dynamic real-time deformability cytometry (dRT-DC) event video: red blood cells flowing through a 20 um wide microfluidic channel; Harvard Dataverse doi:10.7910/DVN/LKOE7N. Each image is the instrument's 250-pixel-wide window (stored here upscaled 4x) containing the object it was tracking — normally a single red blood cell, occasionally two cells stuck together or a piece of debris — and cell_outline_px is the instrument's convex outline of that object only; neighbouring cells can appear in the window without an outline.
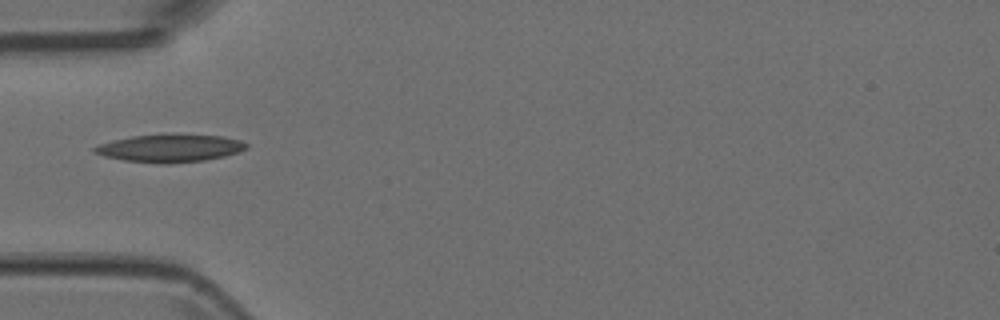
{"species": "Egyptian fruit bat (a non-hibernating species)", "species_latin": "Rousettus aegyptiacus", "temperature_condition": "room temperature", "stored_images_in_passage": 2, "camera_frame_rate_fps": 3000, "um_per_image_px": 0.085, "animal": {"sex": "female"}, "frame": {"image": 1, "passage_image": 2, "time_ms": 0.333, "image_size_px": [1000, 320], "cell_outline_px": [[248, 148], [224, 156], [204, 160], [168, 164], [160, 164], [124, 160], [104, 156], [92, 152], [92, 148], [100, 144], [132, 136], [224, 136], [240, 140], [248, 144]], "centroid_in_image_um": [14.44, 12.63], "position_along_channel_um": 70.6, "area_um2": 23.76}}